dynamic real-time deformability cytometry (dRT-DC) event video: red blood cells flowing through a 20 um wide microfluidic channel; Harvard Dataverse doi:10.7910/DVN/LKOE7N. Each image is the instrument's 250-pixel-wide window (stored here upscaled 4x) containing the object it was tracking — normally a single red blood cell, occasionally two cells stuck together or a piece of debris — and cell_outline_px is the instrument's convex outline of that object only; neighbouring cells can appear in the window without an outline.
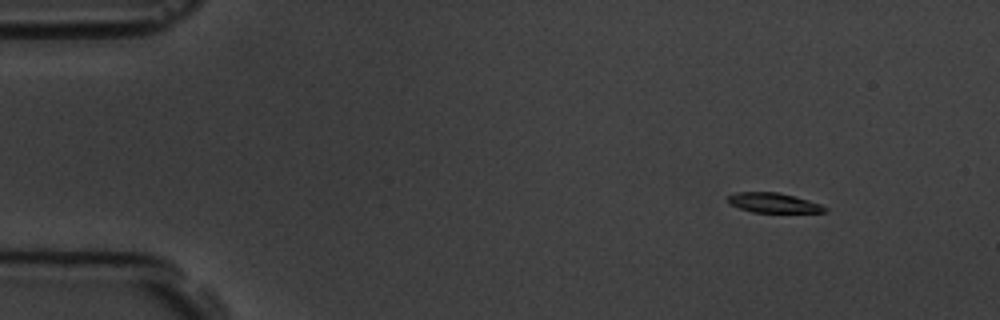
{"species": "common noctule bat (a hibernating species)", "species_latin": "Nyctalus noctula", "temperature_condition": "room temperature", "stored_images_in_passage": 3, "camera_frame_rate_fps": 3000, "um_per_image_px": 0.085, "animal": {"sex": "male", "body_mass_g": 19.5, "forearm_length_mm": 54.6}, "frame": {"image": 1, "passage_image": 1, "time_ms": 0.0, "image_size_px": [1000, 320], "cell_outline_px": [[828, 212], [752, 212], [728, 204], [724, 200], [728, 196], [736, 192], [776, 192], [808, 200], [820, 204], [828, 208]], "centroid_in_image_um": [65.69, 17.24], "position_along_channel_um": 19.3, "area_um2": 11.16}}
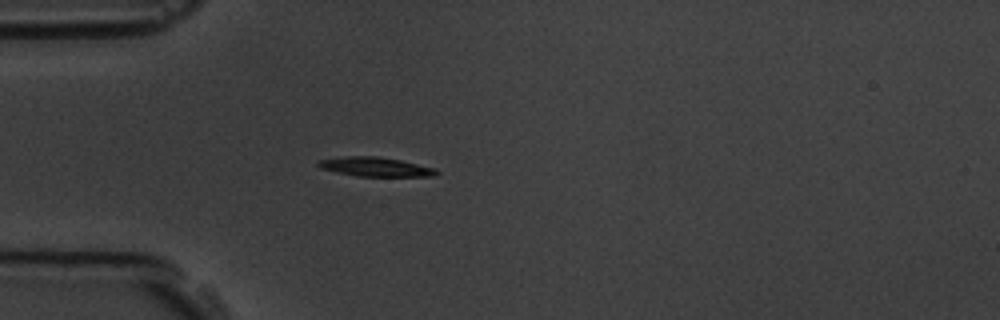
{"frame": {"image": 2, "passage_image": 3, "time_ms": 3.333, "image_size_px": [1000, 320], "cell_outline_px": [[440, 172], [436, 176], [356, 176], [336, 172], [320, 168], [316, 164], [316, 160], [348, 156], [376, 156], [400, 160], [436, 168]], "centroid_in_image_um": [31.9, 14.18], "position_along_channel_um": 53.1, "area_um2": 13.29}}